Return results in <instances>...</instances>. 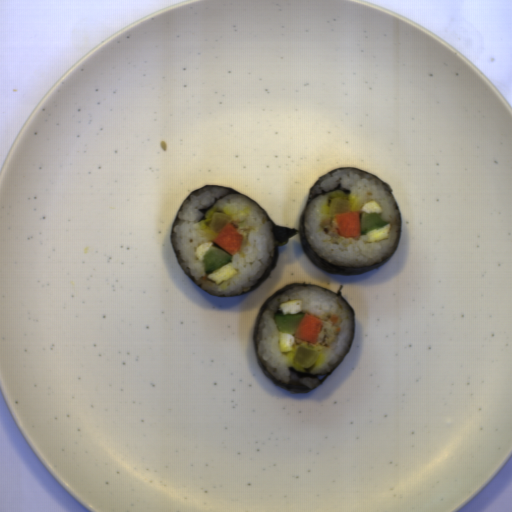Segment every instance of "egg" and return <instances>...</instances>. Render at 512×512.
<instances>
[{"instance_id":"1","label":"egg","mask_w":512,"mask_h":512,"mask_svg":"<svg viewBox=\"0 0 512 512\" xmlns=\"http://www.w3.org/2000/svg\"><path fill=\"white\" fill-rule=\"evenodd\" d=\"M237 273L239 272L234 268V266L229 261V263H227L223 267L208 273L206 278L213 281L216 285H221L224 281L228 280Z\"/></svg>"},{"instance_id":"2","label":"egg","mask_w":512,"mask_h":512,"mask_svg":"<svg viewBox=\"0 0 512 512\" xmlns=\"http://www.w3.org/2000/svg\"><path fill=\"white\" fill-rule=\"evenodd\" d=\"M278 310L281 311L283 316L296 315L302 312V298H295L280 303L278 304Z\"/></svg>"},{"instance_id":"3","label":"egg","mask_w":512,"mask_h":512,"mask_svg":"<svg viewBox=\"0 0 512 512\" xmlns=\"http://www.w3.org/2000/svg\"><path fill=\"white\" fill-rule=\"evenodd\" d=\"M391 228V223H388L381 228L367 232L364 242H378L389 239Z\"/></svg>"},{"instance_id":"4","label":"egg","mask_w":512,"mask_h":512,"mask_svg":"<svg viewBox=\"0 0 512 512\" xmlns=\"http://www.w3.org/2000/svg\"><path fill=\"white\" fill-rule=\"evenodd\" d=\"M295 343L296 337L294 336V334H285L279 331L278 348L282 354L293 351Z\"/></svg>"},{"instance_id":"5","label":"egg","mask_w":512,"mask_h":512,"mask_svg":"<svg viewBox=\"0 0 512 512\" xmlns=\"http://www.w3.org/2000/svg\"><path fill=\"white\" fill-rule=\"evenodd\" d=\"M361 212H365V213H380L382 212V208L381 206L378 204V202L376 200H369L368 202H366L365 204L362 205V207L360 208Z\"/></svg>"},{"instance_id":"6","label":"egg","mask_w":512,"mask_h":512,"mask_svg":"<svg viewBox=\"0 0 512 512\" xmlns=\"http://www.w3.org/2000/svg\"><path fill=\"white\" fill-rule=\"evenodd\" d=\"M212 246H214V243L212 241L198 245L194 251V254H195V257L197 258V260L202 262L203 256L209 251V249Z\"/></svg>"}]
</instances>
